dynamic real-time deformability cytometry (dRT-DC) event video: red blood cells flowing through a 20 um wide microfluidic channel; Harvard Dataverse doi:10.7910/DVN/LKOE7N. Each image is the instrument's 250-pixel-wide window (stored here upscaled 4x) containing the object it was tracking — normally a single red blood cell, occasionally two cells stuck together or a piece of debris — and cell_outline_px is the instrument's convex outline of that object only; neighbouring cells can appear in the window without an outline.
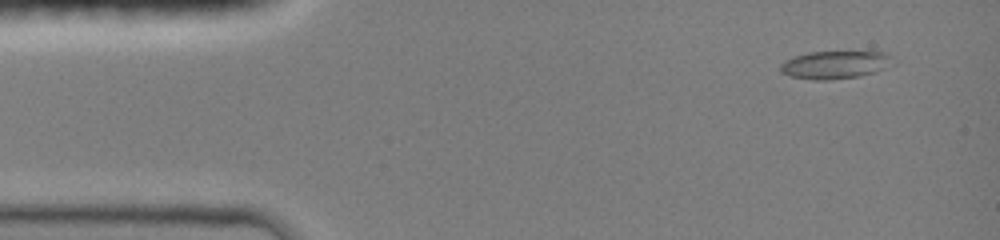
{"species": "common noctule bat (a hibernating species)", "species_latin": "Nyctalus noctula", "temperature_condition": "room temperature", "stored_images_in_passage": 53, "camera_frame_rate_fps": 3000, "um_per_image_px": 0.085, "animal": {"sex": "female", "body_mass_g": 19.0, "forearm_length_mm": 51.5}, "frame": {"image": 1, "passage_image": 4, "time_ms": 1.0, "image_size_px": [1000, 240], "cell_outline_px": [[888, 56], [880, 68], [876, 72], [860, 76], [828, 80], [812, 80], [792, 76], [780, 72], [780, 64], [784, 60], [792, 56], [808, 52], [884, 52]], "centroid_in_image_um": [70.77, 5.51], "position_along_channel_um": 14.2, "area_um2": 17.63}}
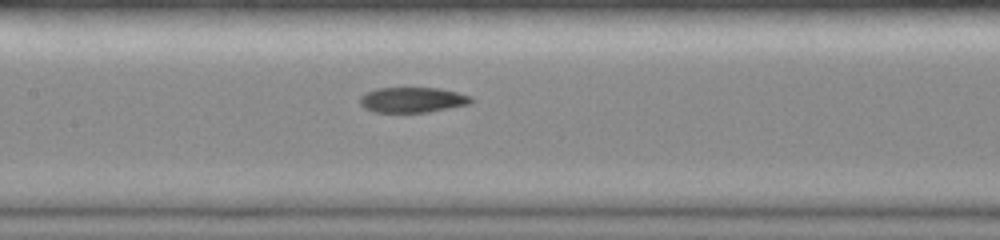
{"frame": {"image": 2, "passage_image": 24, "time_ms": 7.0, "image_size_px": [1000, 240], "cell_outline_px": [[472, 104], [424, 112], [376, 112], [364, 108], [360, 104], [360, 96], [376, 88], [440, 88], [472, 96]], "centroid_in_image_um": [35.07, 8.48], "position_along_channel_um": 172.3, "area_um2": 16.3}}
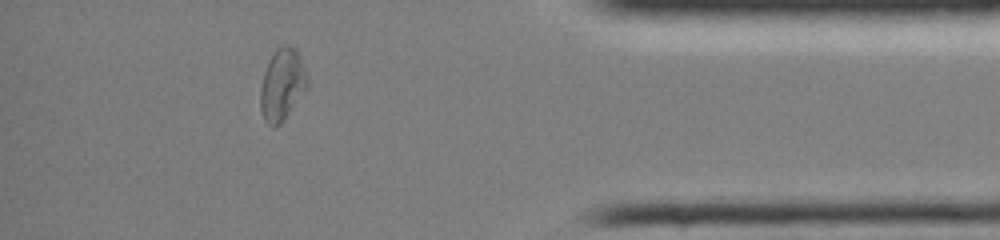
{"frame": {"image": 3, "passage_image": 46, "time_ms": 13.333, "image_size_px": [1000, 240], "cell_outline_px": [[308, 88], [280, 124], [272, 128], [264, 120], [260, 108], [260, 88], [264, 72], [268, 60], [276, 48], [280, 44], [288, 44], [296, 48], [300, 56], [308, 80]], "centroid_in_image_um": [23.98, 7.17], "position_along_channel_um": 411.2, "area_um2": 19.88}, "authors_computed_cell_mechanics": {"area_um2": 17.4556, "velocity_mm_per_s": 4.1437, "shape_relaxation_time_tau1_ms": null, "shape_relaxation_time_tau2_ms": 4.4743, "deformation_change_tau1": null, "deformation_change_tau2": 0.0796}}